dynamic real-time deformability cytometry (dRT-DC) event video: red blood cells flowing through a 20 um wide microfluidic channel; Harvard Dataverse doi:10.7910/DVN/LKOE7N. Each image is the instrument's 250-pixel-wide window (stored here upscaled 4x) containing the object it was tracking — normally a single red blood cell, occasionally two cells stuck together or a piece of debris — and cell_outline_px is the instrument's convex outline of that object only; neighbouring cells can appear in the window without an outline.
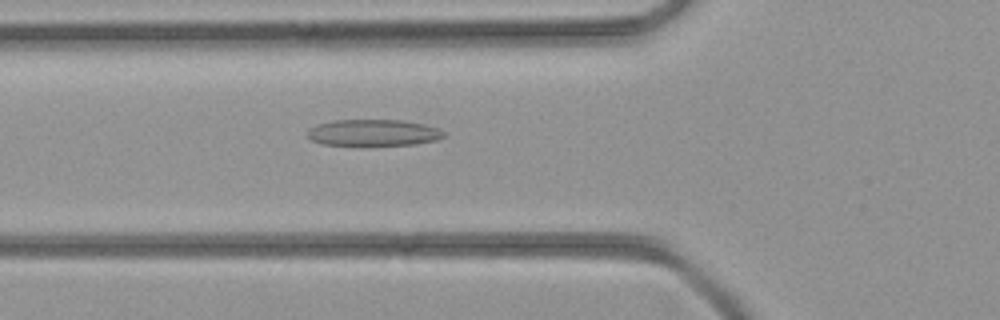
{"species": "common noctule bat (a hibernating species)", "species_latin": "Nyctalus noctula", "temperature_condition": "room temperature", "stored_images_in_passage": 33, "camera_frame_rate_fps": 3000, "um_per_image_px": 0.085, "animal": {"sex": "female", "body_mass_g": 21.9}, "frame": {"image": 1, "passage_image": 6, "time_ms": 1.667, "image_size_px": [1000, 320], "cell_outline_px": [[444, 136], [436, 140], [416, 144], [324, 144], [312, 140], [308, 136], [308, 128], [316, 124], [332, 120], [400, 120], [424, 124], [440, 128], [444, 132]], "centroid_in_image_um": [31.74, 11.25], "position_along_channel_um": 94.1, "area_um2": 20.69}}
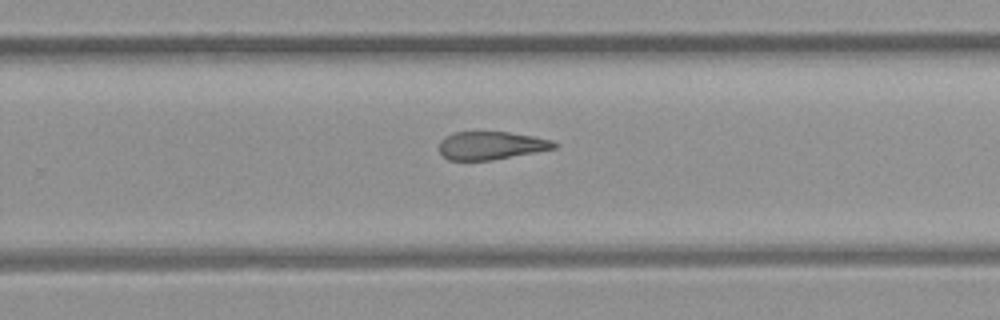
{"frame": {"image": 2, "passage_image": 18, "time_ms": 5.667, "image_size_px": [1000, 320], "cell_outline_px": [[560, 144], [556, 148], [492, 160], [448, 160], [440, 152], [440, 140], [444, 136], [452, 132], [508, 132], [532, 136], [552, 140]], "centroid_in_image_um": [41.74, 12.36], "position_along_channel_um": 288.1, "area_um2": 18.79}}
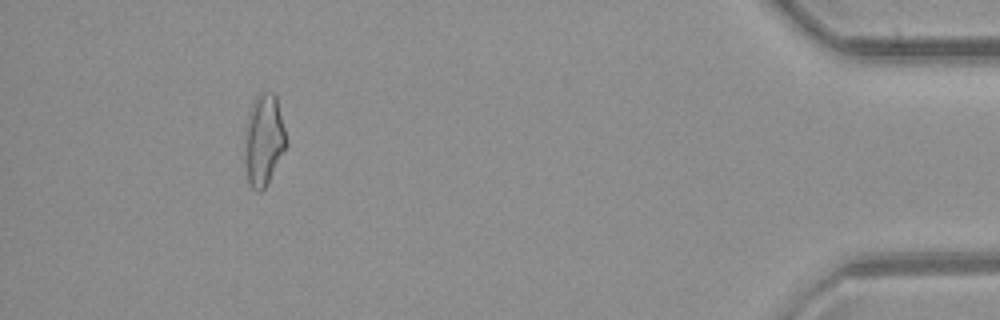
{"frame": {"image": 3, "passage_image": 30, "time_ms": 9.667, "image_size_px": [1000, 320], "cell_outline_px": [[288, 144], [264, 188], [260, 192], [256, 192], [252, 188], [248, 180], [244, 156], [244, 132], [248, 116], [252, 104], [256, 96], [260, 92], [272, 92], [276, 96], [288, 140]], "centroid_in_image_um": [22.41, 11.88], "position_along_channel_um": 412.8, "area_um2": 22.2}}